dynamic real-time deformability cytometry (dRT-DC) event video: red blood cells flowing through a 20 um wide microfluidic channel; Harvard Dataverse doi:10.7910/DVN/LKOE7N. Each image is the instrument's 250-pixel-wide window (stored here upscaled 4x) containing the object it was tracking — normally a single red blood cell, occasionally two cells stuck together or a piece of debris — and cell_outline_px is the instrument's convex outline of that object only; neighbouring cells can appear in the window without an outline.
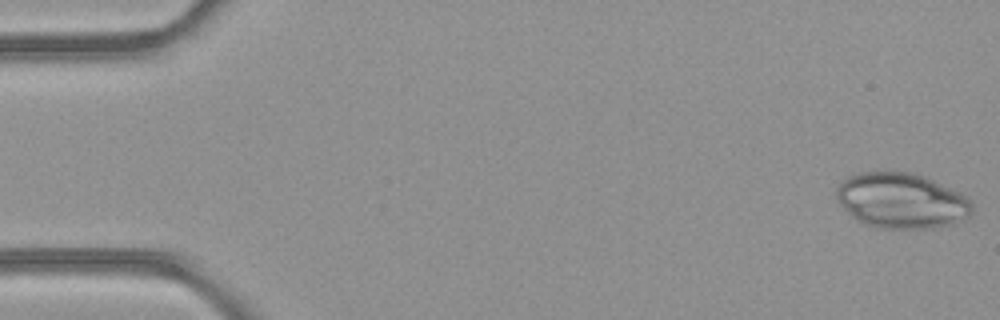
{"species": "common noctule bat (a hibernating species)", "species_latin": "Nyctalus noctula", "temperature_condition": "room temperature", "stored_images_in_passage": 48, "camera_frame_rate_fps": 3000, "um_per_image_px": 0.085, "animal": {"sex": "female", "body_mass_g": 21.9}, "frame": {"image": 1, "passage_image": 1, "time_ms": 0.0, "image_size_px": [1000, 320], "cell_outline_px": [[972, 212], [968, 216], [952, 224], [928, 228], [876, 228], [864, 224], [852, 216], [840, 204], [836, 196], [836, 188], [848, 176], [860, 172], [876, 168], [912, 172], [924, 176], [960, 192], [972, 200]], "centroid_in_image_um": [76.6, 17.01], "position_along_channel_um": 8.4, "area_um2": 44.45}}
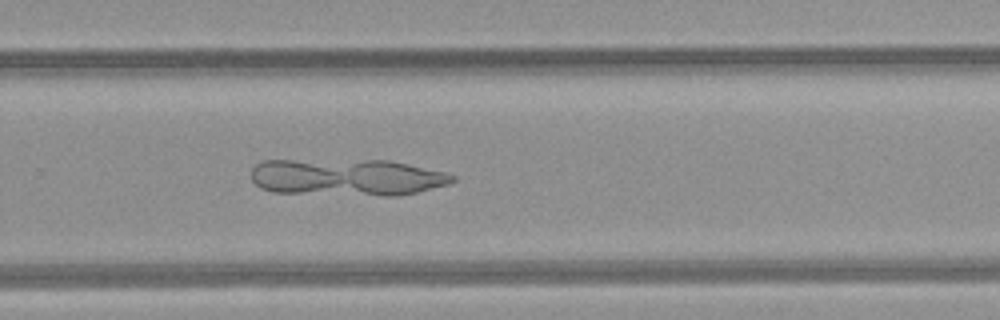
{"frame": {"image": 2, "passage_image": 32, "time_ms": 10.333, "image_size_px": [1000, 320], "cell_outline_px": [[456, 180], [448, 184], [416, 192], [396, 196], [380, 196], [272, 192], [260, 188], [252, 180], [252, 168], [260, 160], [388, 160], [448, 172], [456, 176]], "centroid_in_image_um": [29.49, 15.07], "position_along_channel_um": 300.3, "area_um2": 43.7}}
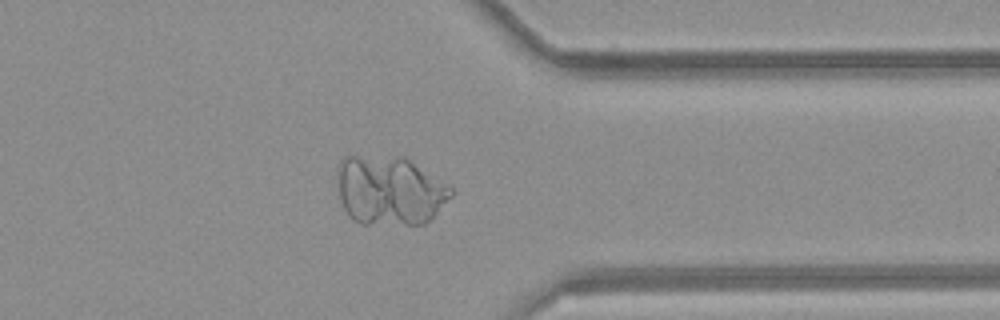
{"frame": {"image": 3, "passage_image": 38, "time_ms": 12.333, "image_size_px": [1000, 320], "cell_outline_px": [[452, 196], [424, 224], [360, 224], [352, 220], [348, 216], [340, 200], [336, 180], [336, 168], [340, 160], [344, 156], [404, 156], [448, 184], [452, 188]], "centroid_in_image_um": [33.07, 16.18], "position_along_channel_um": 378.3, "area_um2": 46.36}}